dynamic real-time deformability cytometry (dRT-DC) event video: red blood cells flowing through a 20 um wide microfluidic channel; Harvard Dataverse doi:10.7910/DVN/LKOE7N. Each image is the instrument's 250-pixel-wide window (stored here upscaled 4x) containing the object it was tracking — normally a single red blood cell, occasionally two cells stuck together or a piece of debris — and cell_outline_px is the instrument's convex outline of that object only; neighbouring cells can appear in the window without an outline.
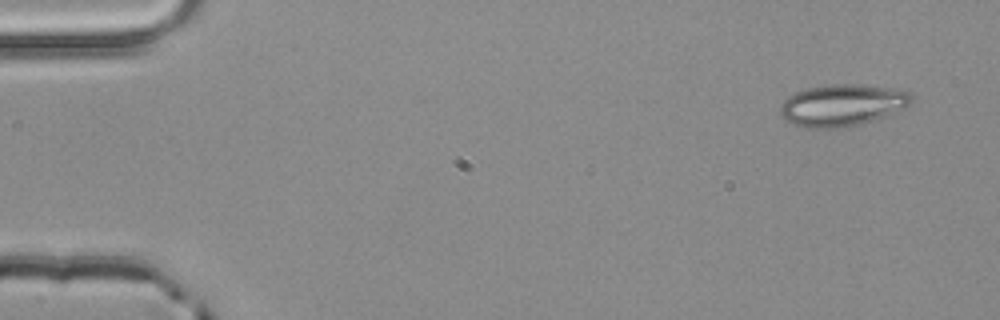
{"species": "common noctule bat (a hibernating species)", "species_latin": "Nyctalus noctula", "temperature_condition": "room temperature", "stored_images_in_passage": 4, "camera_frame_rate_fps": 3000, "um_per_image_px": 0.085, "animal": {"sex": "male", "body_mass_g": 20.4}, "frame": {"image": 1, "passage_image": 1, "time_ms": 0.0, "image_size_px": [1000, 320], "cell_outline_px": [[912, 100], [908, 104], [872, 120], [860, 124], [840, 128], [804, 128], [792, 124], [784, 120], [780, 112], [780, 104], [788, 96], [796, 92], [808, 88], [832, 84], [860, 84], [908, 88], [912, 96]], "centroid_in_image_um": [71.57, 8.92], "position_along_channel_um": 13.4, "area_um2": 32.08}}